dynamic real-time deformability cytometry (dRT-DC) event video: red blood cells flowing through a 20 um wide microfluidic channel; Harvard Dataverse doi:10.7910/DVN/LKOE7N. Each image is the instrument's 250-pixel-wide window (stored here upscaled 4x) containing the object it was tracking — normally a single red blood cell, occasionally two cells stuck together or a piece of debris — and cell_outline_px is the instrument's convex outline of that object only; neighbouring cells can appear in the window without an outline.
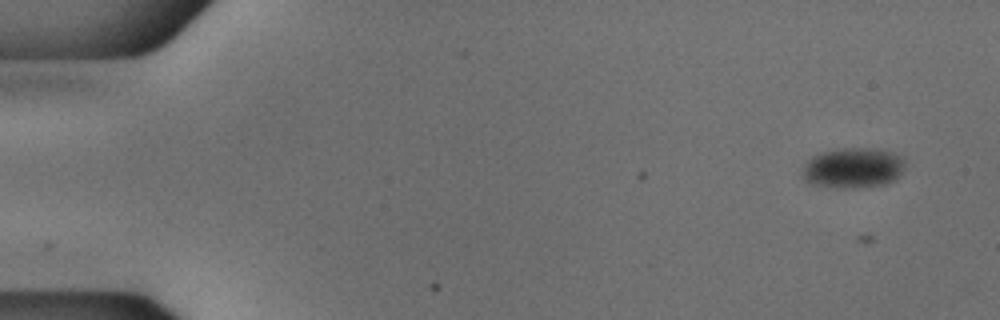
{"species": "common noctule bat (a hibernating species)", "species_latin": "Nyctalus noctula", "temperature_condition": "cold", "stored_images_in_passage": 11, "camera_frame_rate_fps": 3000, "um_per_image_px": 0.085, "animal": {"sex": "male", "body_mass_g": 18.8}, "frame": {"image": 1, "passage_image": 5, "time_ms": 1.333, "image_size_px": [1000, 320], "cell_outline_px": [[904, 168], [892, 180], [884, 184], [860, 188], [836, 188], [812, 184], [804, 180], [800, 172], [804, 164], [812, 156], [824, 152], [844, 148], [864, 148], [892, 152], [904, 156]], "centroid_in_image_um": [72.47, 14.28], "position_along_channel_um": 12.5, "area_um2": 24.1}}